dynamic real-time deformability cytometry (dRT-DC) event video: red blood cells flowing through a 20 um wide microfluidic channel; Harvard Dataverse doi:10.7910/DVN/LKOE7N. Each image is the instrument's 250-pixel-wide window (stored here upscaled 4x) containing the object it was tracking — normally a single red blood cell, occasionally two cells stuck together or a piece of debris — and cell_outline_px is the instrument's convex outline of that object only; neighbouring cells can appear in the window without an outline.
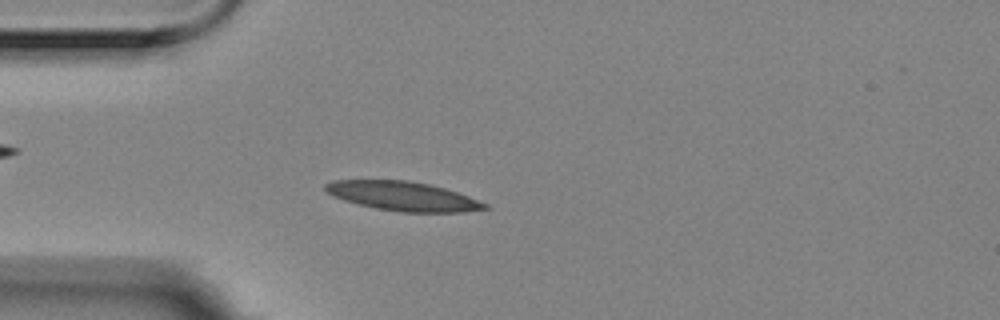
{"species": "Egyptian fruit bat (a non-hibernating species)", "species_latin": "Rousettus aegyptiacus", "temperature_condition": "room temperature", "stored_images_in_passage": 7, "camera_frame_rate_fps": 3000, "um_per_image_px": 0.085, "animal": {"sex": "female"}, "frame": {"image": 1, "passage_image": 6, "time_ms": 1.667, "image_size_px": [1000, 320], "cell_outline_px": [[492, 208], [464, 212], [400, 212], [376, 208], [344, 200], [332, 196], [324, 188], [324, 184], [332, 180], [408, 180], [428, 184], [444, 188], [468, 196], [488, 204]], "centroid_in_image_um": [34.26, 16.67], "position_along_channel_um": 50.7, "area_um2": 27.05}}